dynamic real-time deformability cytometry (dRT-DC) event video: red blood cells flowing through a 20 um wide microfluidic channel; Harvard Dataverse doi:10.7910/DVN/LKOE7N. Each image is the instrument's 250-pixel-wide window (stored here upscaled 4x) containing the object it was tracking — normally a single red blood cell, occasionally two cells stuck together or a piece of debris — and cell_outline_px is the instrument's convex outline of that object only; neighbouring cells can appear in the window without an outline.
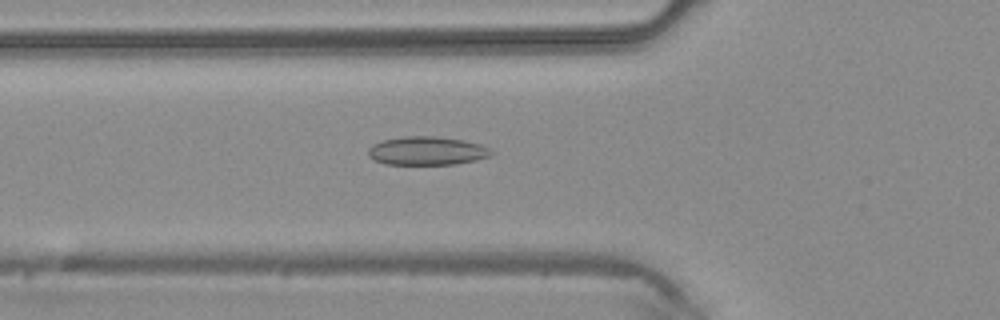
{"species": "common noctule bat (a hibernating species)", "species_latin": "Nyctalus noctula", "temperature_condition": "warm", "stored_images_in_passage": 31, "segment_of_instrument_passage": [1, 2], "camera_frame_rate_fps": 3000, "um_per_image_px": 0.085, "animal": {"sex": "male", "body_mass_g": 20.4}, "frame": {"image": 1, "passage_image": 2, "time_ms": 0.333, "image_size_px": [1000, 320], "cell_outline_px": [[492, 152], [488, 156], [476, 160], [456, 164], [384, 164], [368, 156], [368, 148], [372, 144], [384, 140], [404, 136], [436, 136], [464, 140], [480, 144], [488, 148]], "centroid_in_image_um": [36.26, 12.81], "position_along_channel_um": 89.5, "area_um2": 20.35}}
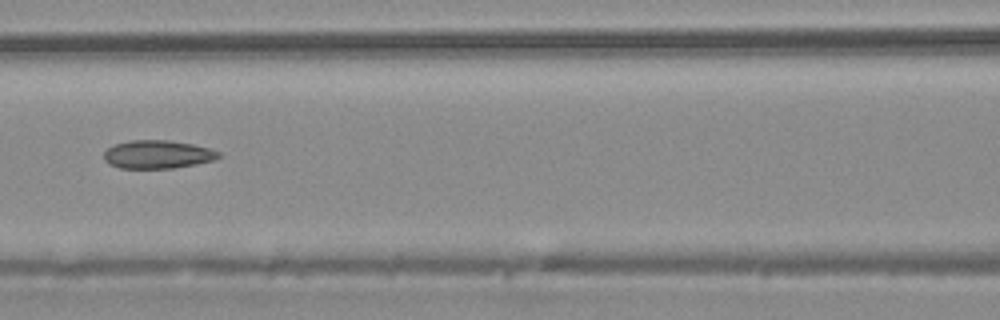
{"frame": {"image": 2, "passage_image": 6, "time_ms": 1.667, "image_size_px": [1000, 320], "cell_outline_px": [[220, 156], [212, 160], [196, 164], [172, 168], [120, 168], [108, 164], [104, 160], [104, 152], [112, 144], [132, 140], [168, 140], [192, 144], [208, 148], [220, 152]], "centroid_in_image_um": [13.35, 13.12], "position_along_channel_um": 153.3, "area_um2": 18.84}}
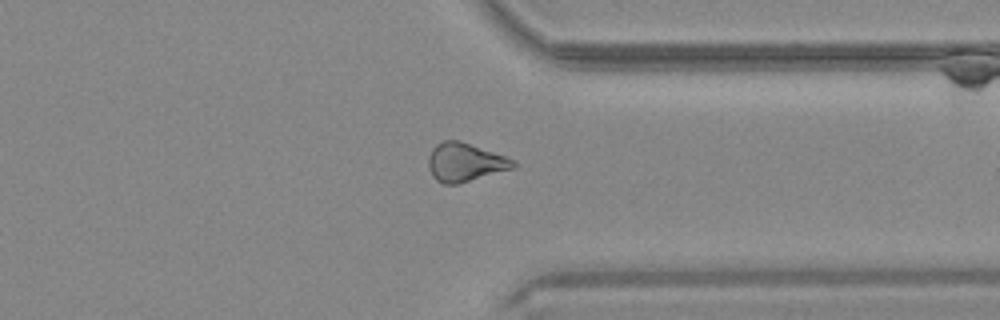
{"frame": {"image": 3, "passage_image": 20, "time_ms": 6.333, "image_size_px": [1000, 320], "cell_outline_px": [[516, 168], [456, 184], [444, 184], [436, 180], [432, 176], [428, 164], [428, 156], [432, 148], [436, 144], [444, 140], [460, 140], [504, 156], [512, 160], [516, 164]], "centroid_in_image_um": [39.5, 13.79], "position_along_channel_um": 371.9, "area_um2": 18.96}}